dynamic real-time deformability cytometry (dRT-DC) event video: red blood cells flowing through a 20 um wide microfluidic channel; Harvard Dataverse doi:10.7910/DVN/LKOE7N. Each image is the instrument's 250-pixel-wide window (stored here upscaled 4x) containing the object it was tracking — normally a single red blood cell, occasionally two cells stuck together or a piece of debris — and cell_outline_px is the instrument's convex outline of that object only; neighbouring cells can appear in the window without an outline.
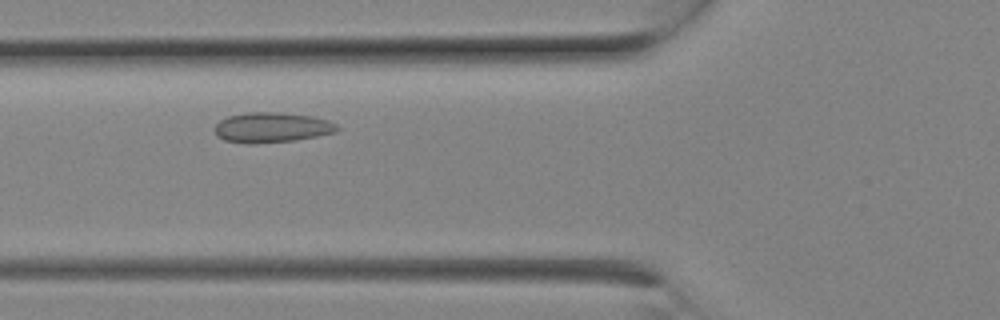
{"species": "Egyptian fruit bat (a non-hibernating species)", "species_latin": "Rousettus aegyptiacus", "temperature_condition": "room temperature", "stored_images_in_passage": 5, "camera_frame_rate_fps": 3000, "um_per_image_px": 0.085, "animal": {"sex": "female"}, "frame": {"image": 1, "passage_image": 4, "time_ms": 1.0, "image_size_px": [1000, 320], "cell_outline_px": [[340, 128], [336, 132], [316, 136], [292, 140], [252, 144], [248, 144], [224, 140], [216, 136], [212, 128], [220, 120], [228, 116], [248, 112], [276, 112], [312, 116], [328, 120], [336, 124]], "centroid_in_image_um": [23.05, 10.83], "position_along_channel_um": 102.7, "area_um2": 21.56}}
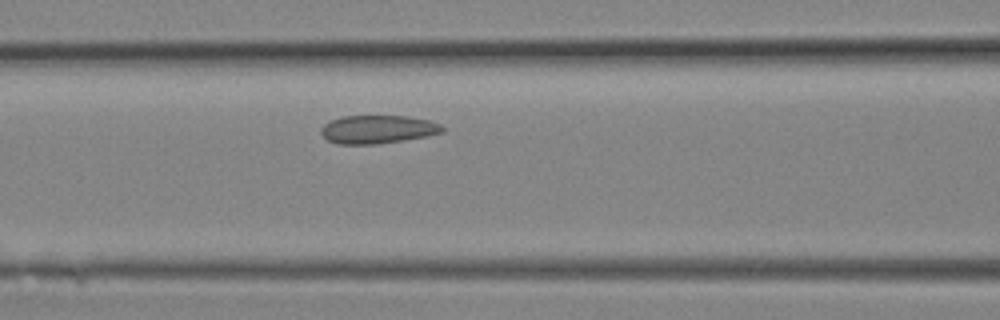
{"frame": {"image": 2, "passage_image": 5, "time_ms": 1.333, "image_size_px": [1000, 320], "cell_outline_px": [[444, 132], [404, 140], [376, 144], [340, 144], [328, 140], [320, 132], [320, 128], [324, 124], [332, 120], [344, 116], [408, 116], [428, 120], [440, 124], [444, 128]], "centroid_in_image_um": [32.1, 10.99], "position_along_channel_um": 134.5, "area_um2": 19.83}}